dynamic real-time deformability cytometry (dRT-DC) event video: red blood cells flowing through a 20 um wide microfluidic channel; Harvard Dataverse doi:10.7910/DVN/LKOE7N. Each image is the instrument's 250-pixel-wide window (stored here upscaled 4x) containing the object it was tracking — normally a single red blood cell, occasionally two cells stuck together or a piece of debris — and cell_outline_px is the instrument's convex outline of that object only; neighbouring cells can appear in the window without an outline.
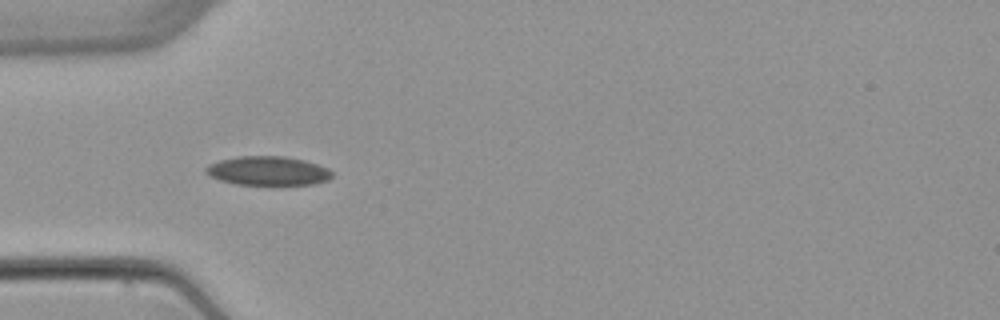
{"species": "common noctule bat (a hibernating species)", "species_latin": "Nyctalus noctula", "temperature_condition": "warm", "stored_images_in_passage": 4, "camera_frame_rate_fps": 3000, "um_per_image_px": 0.085, "animal": {"sex": "female", "body_mass_g": 22.7, "forearm_length_mm": 54.2}, "frame": {"image": 1, "passage_image": 3, "time_ms": 2.333, "image_size_px": [1000, 320], "cell_outline_px": [[332, 176], [328, 180], [312, 184], [236, 184], [220, 180], [204, 172], [204, 168], [208, 164], [220, 160], [236, 156], [284, 156], [304, 160], [328, 168], [332, 172]], "centroid_in_image_um": [22.75, 14.51], "position_along_channel_um": 62.2, "area_um2": 21.21}}
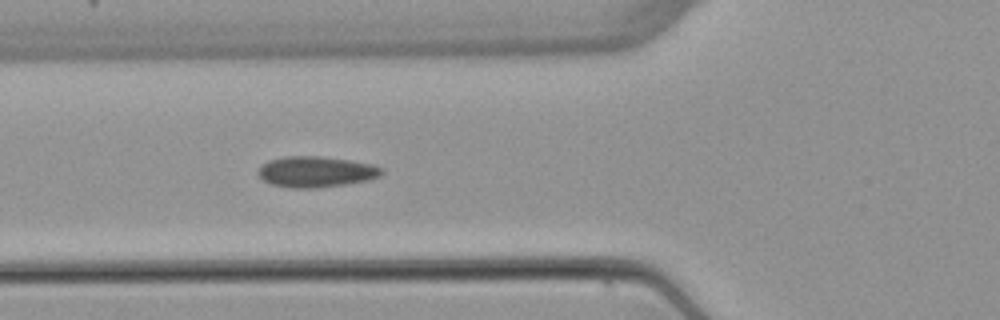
{"frame": {"image": 2, "passage_image": 4, "time_ms": 3.333, "image_size_px": [1000, 320], "cell_outline_px": [[384, 172], [380, 176], [368, 180], [344, 184], [316, 188], [292, 188], [272, 184], [264, 180], [256, 172], [268, 160], [284, 156], [324, 156], [372, 164], [384, 168]], "centroid_in_image_um": [26.88, 14.59], "position_along_channel_um": 98.9, "area_um2": 22.2}}